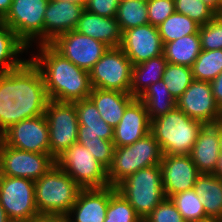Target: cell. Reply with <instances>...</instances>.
Wrapping results in <instances>:
<instances>
[{"mask_svg":"<svg viewBox=\"0 0 222 222\" xmlns=\"http://www.w3.org/2000/svg\"><path fill=\"white\" fill-rule=\"evenodd\" d=\"M29 52V48L5 22L0 24V72L19 68L28 59Z\"/></svg>","mask_w":222,"mask_h":222,"instance_id":"cb8c5ba5","label":"cell"},{"mask_svg":"<svg viewBox=\"0 0 222 222\" xmlns=\"http://www.w3.org/2000/svg\"><path fill=\"white\" fill-rule=\"evenodd\" d=\"M0 140L22 151L50 154L48 122L44 114L13 124L0 135Z\"/></svg>","mask_w":222,"mask_h":222,"instance_id":"5bb4252c","label":"cell"},{"mask_svg":"<svg viewBox=\"0 0 222 222\" xmlns=\"http://www.w3.org/2000/svg\"><path fill=\"white\" fill-rule=\"evenodd\" d=\"M10 219L8 218L6 211L0 204V222H8Z\"/></svg>","mask_w":222,"mask_h":222,"instance_id":"c3c4849f","label":"cell"},{"mask_svg":"<svg viewBox=\"0 0 222 222\" xmlns=\"http://www.w3.org/2000/svg\"><path fill=\"white\" fill-rule=\"evenodd\" d=\"M175 12L184 14L200 26L214 19L218 14L201 0H174Z\"/></svg>","mask_w":222,"mask_h":222,"instance_id":"e575fe53","label":"cell"},{"mask_svg":"<svg viewBox=\"0 0 222 222\" xmlns=\"http://www.w3.org/2000/svg\"><path fill=\"white\" fill-rule=\"evenodd\" d=\"M195 222H222V219L217 218V217H207L202 220L195 221Z\"/></svg>","mask_w":222,"mask_h":222,"instance_id":"681fc988","label":"cell"},{"mask_svg":"<svg viewBox=\"0 0 222 222\" xmlns=\"http://www.w3.org/2000/svg\"><path fill=\"white\" fill-rule=\"evenodd\" d=\"M143 222H186L170 198L160 202Z\"/></svg>","mask_w":222,"mask_h":222,"instance_id":"74e56055","label":"cell"},{"mask_svg":"<svg viewBox=\"0 0 222 222\" xmlns=\"http://www.w3.org/2000/svg\"><path fill=\"white\" fill-rule=\"evenodd\" d=\"M203 3L211 7L217 14H220L219 0H201Z\"/></svg>","mask_w":222,"mask_h":222,"instance_id":"bcb514c9","label":"cell"},{"mask_svg":"<svg viewBox=\"0 0 222 222\" xmlns=\"http://www.w3.org/2000/svg\"><path fill=\"white\" fill-rule=\"evenodd\" d=\"M201 51L199 34H190L164 44L163 55L168 63L192 67Z\"/></svg>","mask_w":222,"mask_h":222,"instance_id":"4316f807","label":"cell"},{"mask_svg":"<svg viewBox=\"0 0 222 222\" xmlns=\"http://www.w3.org/2000/svg\"><path fill=\"white\" fill-rule=\"evenodd\" d=\"M75 30L82 35L103 42L109 48L121 46L122 31L116 17L99 16L85 9Z\"/></svg>","mask_w":222,"mask_h":222,"instance_id":"7402d4cb","label":"cell"},{"mask_svg":"<svg viewBox=\"0 0 222 222\" xmlns=\"http://www.w3.org/2000/svg\"><path fill=\"white\" fill-rule=\"evenodd\" d=\"M149 24L159 26L175 12L174 0H147Z\"/></svg>","mask_w":222,"mask_h":222,"instance_id":"ab89813d","label":"cell"},{"mask_svg":"<svg viewBox=\"0 0 222 222\" xmlns=\"http://www.w3.org/2000/svg\"><path fill=\"white\" fill-rule=\"evenodd\" d=\"M210 85L213 97L215 98L217 105L222 109V72L210 82Z\"/></svg>","mask_w":222,"mask_h":222,"instance_id":"7bdbcfd3","label":"cell"},{"mask_svg":"<svg viewBox=\"0 0 222 222\" xmlns=\"http://www.w3.org/2000/svg\"><path fill=\"white\" fill-rule=\"evenodd\" d=\"M0 204L9 219L34 220L39 215L34 180L0 175Z\"/></svg>","mask_w":222,"mask_h":222,"instance_id":"8fae6325","label":"cell"},{"mask_svg":"<svg viewBox=\"0 0 222 222\" xmlns=\"http://www.w3.org/2000/svg\"><path fill=\"white\" fill-rule=\"evenodd\" d=\"M54 165L56 160L50 154L22 151L0 140V175L35 181Z\"/></svg>","mask_w":222,"mask_h":222,"instance_id":"7c38bea8","label":"cell"},{"mask_svg":"<svg viewBox=\"0 0 222 222\" xmlns=\"http://www.w3.org/2000/svg\"><path fill=\"white\" fill-rule=\"evenodd\" d=\"M49 0H13L4 22L30 49L44 44V14Z\"/></svg>","mask_w":222,"mask_h":222,"instance_id":"ba28073f","label":"cell"},{"mask_svg":"<svg viewBox=\"0 0 222 222\" xmlns=\"http://www.w3.org/2000/svg\"><path fill=\"white\" fill-rule=\"evenodd\" d=\"M29 51V58L43 75L50 100L74 102L89 97L92 91L89 72L63 57L50 44H39Z\"/></svg>","mask_w":222,"mask_h":222,"instance_id":"7a4b0ae2","label":"cell"},{"mask_svg":"<svg viewBox=\"0 0 222 222\" xmlns=\"http://www.w3.org/2000/svg\"><path fill=\"white\" fill-rule=\"evenodd\" d=\"M85 6L70 1L49 0L44 14V44L75 30Z\"/></svg>","mask_w":222,"mask_h":222,"instance_id":"ac0fdd59","label":"cell"},{"mask_svg":"<svg viewBox=\"0 0 222 222\" xmlns=\"http://www.w3.org/2000/svg\"><path fill=\"white\" fill-rule=\"evenodd\" d=\"M167 63L164 55H160L133 65L130 84L131 95L138 98L151 84L161 80Z\"/></svg>","mask_w":222,"mask_h":222,"instance_id":"d4e9b609","label":"cell"},{"mask_svg":"<svg viewBox=\"0 0 222 222\" xmlns=\"http://www.w3.org/2000/svg\"><path fill=\"white\" fill-rule=\"evenodd\" d=\"M116 187L81 189L67 217L70 222H104L111 194Z\"/></svg>","mask_w":222,"mask_h":222,"instance_id":"d6986e66","label":"cell"},{"mask_svg":"<svg viewBox=\"0 0 222 222\" xmlns=\"http://www.w3.org/2000/svg\"><path fill=\"white\" fill-rule=\"evenodd\" d=\"M49 97L40 69L28 59L0 72V135L13 124L45 113Z\"/></svg>","mask_w":222,"mask_h":222,"instance_id":"6da1fadb","label":"cell"},{"mask_svg":"<svg viewBox=\"0 0 222 222\" xmlns=\"http://www.w3.org/2000/svg\"><path fill=\"white\" fill-rule=\"evenodd\" d=\"M87 148L107 169L111 166L115 152V145L113 141L99 138V141L93 142H78Z\"/></svg>","mask_w":222,"mask_h":222,"instance_id":"f35d334b","label":"cell"},{"mask_svg":"<svg viewBox=\"0 0 222 222\" xmlns=\"http://www.w3.org/2000/svg\"><path fill=\"white\" fill-rule=\"evenodd\" d=\"M122 33L149 23L147 0H127L119 3L116 15Z\"/></svg>","mask_w":222,"mask_h":222,"instance_id":"f546056e","label":"cell"},{"mask_svg":"<svg viewBox=\"0 0 222 222\" xmlns=\"http://www.w3.org/2000/svg\"><path fill=\"white\" fill-rule=\"evenodd\" d=\"M157 27L164 45L186 35L198 34L200 25L188 16L174 12Z\"/></svg>","mask_w":222,"mask_h":222,"instance_id":"f1b7e54d","label":"cell"},{"mask_svg":"<svg viewBox=\"0 0 222 222\" xmlns=\"http://www.w3.org/2000/svg\"><path fill=\"white\" fill-rule=\"evenodd\" d=\"M220 3V13L222 12V0H219Z\"/></svg>","mask_w":222,"mask_h":222,"instance_id":"11a10c76","label":"cell"},{"mask_svg":"<svg viewBox=\"0 0 222 222\" xmlns=\"http://www.w3.org/2000/svg\"><path fill=\"white\" fill-rule=\"evenodd\" d=\"M162 80L174 99H179L194 80L192 68L184 65L167 63Z\"/></svg>","mask_w":222,"mask_h":222,"instance_id":"d6a6232c","label":"cell"},{"mask_svg":"<svg viewBox=\"0 0 222 222\" xmlns=\"http://www.w3.org/2000/svg\"><path fill=\"white\" fill-rule=\"evenodd\" d=\"M31 222H70L67 215H38Z\"/></svg>","mask_w":222,"mask_h":222,"instance_id":"ee69618b","label":"cell"},{"mask_svg":"<svg viewBox=\"0 0 222 222\" xmlns=\"http://www.w3.org/2000/svg\"><path fill=\"white\" fill-rule=\"evenodd\" d=\"M100 112L101 118L112 128L120 122L126 107L135 99L131 93L92 88L88 97Z\"/></svg>","mask_w":222,"mask_h":222,"instance_id":"603a6c76","label":"cell"},{"mask_svg":"<svg viewBox=\"0 0 222 222\" xmlns=\"http://www.w3.org/2000/svg\"><path fill=\"white\" fill-rule=\"evenodd\" d=\"M213 175H215L218 178L222 179V154H220L218 162H217V166L214 170Z\"/></svg>","mask_w":222,"mask_h":222,"instance_id":"7dc6e473","label":"cell"},{"mask_svg":"<svg viewBox=\"0 0 222 222\" xmlns=\"http://www.w3.org/2000/svg\"><path fill=\"white\" fill-rule=\"evenodd\" d=\"M118 6V0H88L85 9L99 16L116 17Z\"/></svg>","mask_w":222,"mask_h":222,"instance_id":"60d3db41","label":"cell"},{"mask_svg":"<svg viewBox=\"0 0 222 222\" xmlns=\"http://www.w3.org/2000/svg\"><path fill=\"white\" fill-rule=\"evenodd\" d=\"M44 115L48 122L50 155L56 159L77 142L79 123L75 104L49 100Z\"/></svg>","mask_w":222,"mask_h":222,"instance_id":"9c48e42d","label":"cell"},{"mask_svg":"<svg viewBox=\"0 0 222 222\" xmlns=\"http://www.w3.org/2000/svg\"><path fill=\"white\" fill-rule=\"evenodd\" d=\"M203 125L176 107L151 120L150 133L158 141L163 155H189Z\"/></svg>","mask_w":222,"mask_h":222,"instance_id":"3957f363","label":"cell"},{"mask_svg":"<svg viewBox=\"0 0 222 222\" xmlns=\"http://www.w3.org/2000/svg\"><path fill=\"white\" fill-rule=\"evenodd\" d=\"M191 68L195 80L212 82L222 72V49L202 50Z\"/></svg>","mask_w":222,"mask_h":222,"instance_id":"4dcf8cb0","label":"cell"},{"mask_svg":"<svg viewBox=\"0 0 222 222\" xmlns=\"http://www.w3.org/2000/svg\"><path fill=\"white\" fill-rule=\"evenodd\" d=\"M220 124H204L189 154L200 174H213L220 156Z\"/></svg>","mask_w":222,"mask_h":222,"instance_id":"44dd1931","label":"cell"},{"mask_svg":"<svg viewBox=\"0 0 222 222\" xmlns=\"http://www.w3.org/2000/svg\"><path fill=\"white\" fill-rule=\"evenodd\" d=\"M144 221L166 197L160 164L136 171L116 186Z\"/></svg>","mask_w":222,"mask_h":222,"instance_id":"5b68a950","label":"cell"},{"mask_svg":"<svg viewBox=\"0 0 222 222\" xmlns=\"http://www.w3.org/2000/svg\"><path fill=\"white\" fill-rule=\"evenodd\" d=\"M3 22H4V18L0 16V24H2Z\"/></svg>","mask_w":222,"mask_h":222,"instance_id":"9f6ffc18","label":"cell"},{"mask_svg":"<svg viewBox=\"0 0 222 222\" xmlns=\"http://www.w3.org/2000/svg\"><path fill=\"white\" fill-rule=\"evenodd\" d=\"M176 102L178 109L203 124H216L220 120L221 109L213 97L210 82L194 79Z\"/></svg>","mask_w":222,"mask_h":222,"instance_id":"9a60e30c","label":"cell"},{"mask_svg":"<svg viewBox=\"0 0 222 222\" xmlns=\"http://www.w3.org/2000/svg\"><path fill=\"white\" fill-rule=\"evenodd\" d=\"M218 123L222 125V109H221L220 120H219V122H218Z\"/></svg>","mask_w":222,"mask_h":222,"instance_id":"db71d44e","label":"cell"},{"mask_svg":"<svg viewBox=\"0 0 222 222\" xmlns=\"http://www.w3.org/2000/svg\"><path fill=\"white\" fill-rule=\"evenodd\" d=\"M193 189L201 197L206 216L222 219V179L213 174H200Z\"/></svg>","mask_w":222,"mask_h":222,"instance_id":"484cf974","label":"cell"},{"mask_svg":"<svg viewBox=\"0 0 222 222\" xmlns=\"http://www.w3.org/2000/svg\"><path fill=\"white\" fill-rule=\"evenodd\" d=\"M104 222H143L125 197L115 190L109 199Z\"/></svg>","mask_w":222,"mask_h":222,"instance_id":"836d02e7","label":"cell"},{"mask_svg":"<svg viewBox=\"0 0 222 222\" xmlns=\"http://www.w3.org/2000/svg\"><path fill=\"white\" fill-rule=\"evenodd\" d=\"M138 98L144 103L150 121L177 107L176 99L162 79L151 84Z\"/></svg>","mask_w":222,"mask_h":222,"instance_id":"83f0119b","label":"cell"},{"mask_svg":"<svg viewBox=\"0 0 222 222\" xmlns=\"http://www.w3.org/2000/svg\"><path fill=\"white\" fill-rule=\"evenodd\" d=\"M120 48L133 65L163 55V42L158 27L151 24L137 26L122 33Z\"/></svg>","mask_w":222,"mask_h":222,"instance_id":"2e32d148","label":"cell"},{"mask_svg":"<svg viewBox=\"0 0 222 222\" xmlns=\"http://www.w3.org/2000/svg\"><path fill=\"white\" fill-rule=\"evenodd\" d=\"M80 143H74L55 160L82 189L104 188L109 185L108 169Z\"/></svg>","mask_w":222,"mask_h":222,"instance_id":"52a82bcc","label":"cell"},{"mask_svg":"<svg viewBox=\"0 0 222 222\" xmlns=\"http://www.w3.org/2000/svg\"><path fill=\"white\" fill-rule=\"evenodd\" d=\"M8 222H31L27 220L10 219Z\"/></svg>","mask_w":222,"mask_h":222,"instance_id":"f5cc1de1","label":"cell"},{"mask_svg":"<svg viewBox=\"0 0 222 222\" xmlns=\"http://www.w3.org/2000/svg\"><path fill=\"white\" fill-rule=\"evenodd\" d=\"M77 142L99 141V138L113 141L114 128L107 124L102 118L92 121H78Z\"/></svg>","mask_w":222,"mask_h":222,"instance_id":"d590c367","label":"cell"},{"mask_svg":"<svg viewBox=\"0 0 222 222\" xmlns=\"http://www.w3.org/2000/svg\"><path fill=\"white\" fill-rule=\"evenodd\" d=\"M160 167L166 198L193 189L200 175L189 155H163Z\"/></svg>","mask_w":222,"mask_h":222,"instance_id":"e0dca14e","label":"cell"},{"mask_svg":"<svg viewBox=\"0 0 222 222\" xmlns=\"http://www.w3.org/2000/svg\"><path fill=\"white\" fill-rule=\"evenodd\" d=\"M58 53L82 70L90 72L109 48L103 42L72 30L49 43Z\"/></svg>","mask_w":222,"mask_h":222,"instance_id":"4fadbf2b","label":"cell"},{"mask_svg":"<svg viewBox=\"0 0 222 222\" xmlns=\"http://www.w3.org/2000/svg\"><path fill=\"white\" fill-rule=\"evenodd\" d=\"M63 1H70V2H74L77 4H82L83 6H86L88 0H63Z\"/></svg>","mask_w":222,"mask_h":222,"instance_id":"f907efd6","label":"cell"},{"mask_svg":"<svg viewBox=\"0 0 222 222\" xmlns=\"http://www.w3.org/2000/svg\"><path fill=\"white\" fill-rule=\"evenodd\" d=\"M74 104L78 121H92L101 118L100 112L89 98L74 101Z\"/></svg>","mask_w":222,"mask_h":222,"instance_id":"b9f144b4","label":"cell"},{"mask_svg":"<svg viewBox=\"0 0 222 222\" xmlns=\"http://www.w3.org/2000/svg\"><path fill=\"white\" fill-rule=\"evenodd\" d=\"M151 121L144 103L135 98L114 128L115 147L128 146L150 133Z\"/></svg>","mask_w":222,"mask_h":222,"instance_id":"ffe728a7","label":"cell"},{"mask_svg":"<svg viewBox=\"0 0 222 222\" xmlns=\"http://www.w3.org/2000/svg\"><path fill=\"white\" fill-rule=\"evenodd\" d=\"M163 153L158 141L149 133L131 145L115 147L113 161L108 168V182L116 187L136 171L161 163Z\"/></svg>","mask_w":222,"mask_h":222,"instance_id":"8992f818","label":"cell"},{"mask_svg":"<svg viewBox=\"0 0 222 222\" xmlns=\"http://www.w3.org/2000/svg\"><path fill=\"white\" fill-rule=\"evenodd\" d=\"M186 222H195L207 218L201 197L194 189L178 192L170 197Z\"/></svg>","mask_w":222,"mask_h":222,"instance_id":"1f68e13d","label":"cell"},{"mask_svg":"<svg viewBox=\"0 0 222 222\" xmlns=\"http://www.w3.org/2000/svg\"><path fill=\"white\" fill-rule=\"evenodd\" d=\"M220 154H222V125L220 124Z\"/></svg>","mask_w":222,"mask_h":222,"instance_id":"816d5d0a","label":"cell"},{"mask_svg":"<svg viewBox=\"0 0 222 222\" xmlns=\"http://www.w3.org/2000/svg\"><path fill=\"white\" fill-rule=\"evenodd\" d=\"M34 186L39 215H67L82 189L57 165L35 180Z\"/></svg>","mask_w":222,"mask_h":222,"instance_id":"277c9868","label":"cell"},{"mask_svg":"<svg viewBox=\"0 0 222 222\" xmlns=\"http://www.w3.org/2000/svg\"><path fill=\"white\" fill-rule=\"evenodd\" d=\"M13 0H0V16L3 18L9 13Z\"/></svg>","mask_w":222,"mask_h":222,"instance_id":"f6af8a7d","label":"cell"},{"mask_svg":"<svg viewBox=\"0 0 222 222\" xmlns=\"http://www.w3.org/2000/svg\"><path fill=\"white\" fill-rule=\"evenodd\" d=\"M202 50L222 49V19L217 15L198 31Z\"/></svg>","mask_w":222,"mask_h":222,"instance_id":"8d00e7d4","label":"cell"},{"mask_svg":"<svg viewBox=\"0 0 222 222\" xmlns=\"http://www.w3.org/2000/svg\"><path fill=\"white\" fill-rule=\"evenodd\" d=\"M132 67L120 47L108 48L89 72L92 88L130 93Z\"/></svg>","mask_w":222,"mask_h":222,"instance_id":"30bf717a","label":"cell"}]
</instances>
